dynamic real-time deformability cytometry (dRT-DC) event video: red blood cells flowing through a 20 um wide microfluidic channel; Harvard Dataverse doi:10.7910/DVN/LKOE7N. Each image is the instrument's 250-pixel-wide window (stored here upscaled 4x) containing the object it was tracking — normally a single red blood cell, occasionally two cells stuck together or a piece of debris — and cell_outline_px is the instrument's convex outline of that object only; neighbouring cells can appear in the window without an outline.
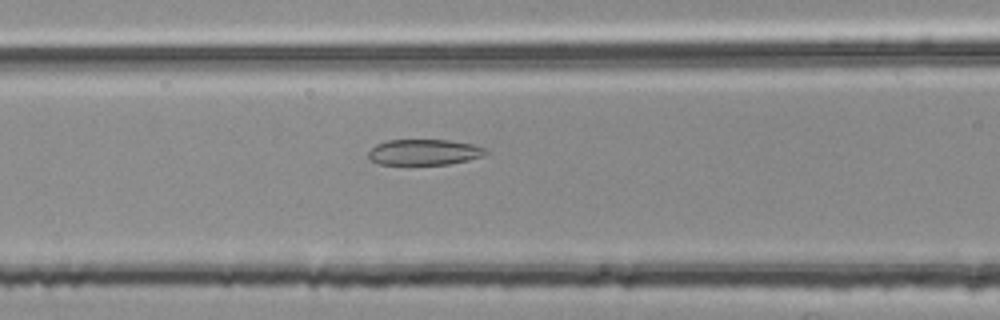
{"species": "common noctule bat (a hibernating species)", "species_latin": "Nyctalus noctula", "temperature_condition": "room temperature", "stored_images_in_passage": 54, "segment_of_instrument_passage": [2, 2], "camera_frame_rate_fps": 3000, "um_per_image_px": 0.085, "animal": {"sex": "female", "body_mass_g": 25.1}, "frame": {"image": 1, "passage_image": 22, "time_ms": 7.0, "image_size_px": [1000, 320], "cell_outline_px": [[488, 152], [480, 156], [468, 160], [448, 164], [380, 164], [368, 160], [368, 152], [376, 144], [388, 140], [452, 140], [472, 144], [488, 148]], "centroid_in_image_um": [36.04, 12.93], "position_along_channel_um": 130.6, "area_um2": 17.63}}
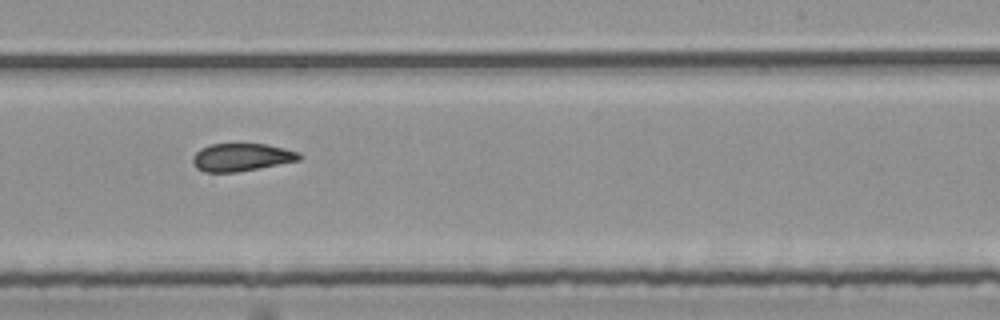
{"frame": {"image": 2, "passage_image": 33, "time_ms": 10.667, "image_size_px": [1000, 320], "cell_outline_px": [[304, 156], [300, 160], [236, 172], [204, 172], [196, 168], [192, 164], [192, 156], [200, 148], [208, 144], [268, 144], [300, 152]], "centroid_in_image_um": [20.51, 13.36], "position_along_channel_um": 268.5, "area_um2": 17.4}}
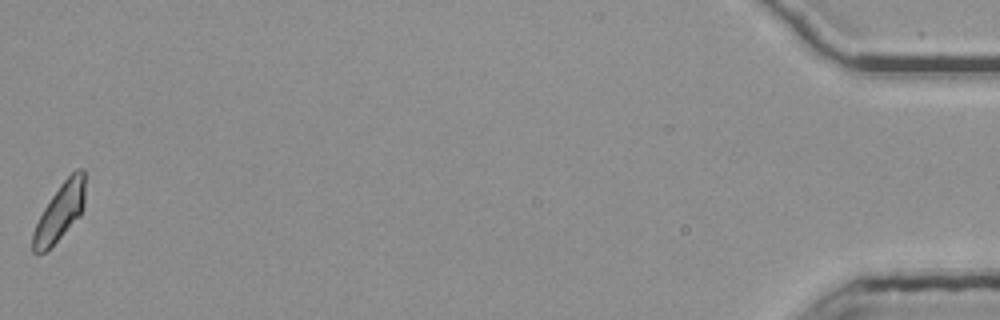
{"frame": {"image": 3, "passage_image": 54, "time_ms": 17.667, "image_size_px": [1000, 320], "cell_outline_px": [[84, 204], [80, 216], [44, 252], [32, 252], [32, 232], [44, 208], [60, 184], [76, 168], [84, 168]], "centroid_in_image_um": [5.09, 17.98], "position_along_channel_um": 430.1, "area_um2": 16.99}}